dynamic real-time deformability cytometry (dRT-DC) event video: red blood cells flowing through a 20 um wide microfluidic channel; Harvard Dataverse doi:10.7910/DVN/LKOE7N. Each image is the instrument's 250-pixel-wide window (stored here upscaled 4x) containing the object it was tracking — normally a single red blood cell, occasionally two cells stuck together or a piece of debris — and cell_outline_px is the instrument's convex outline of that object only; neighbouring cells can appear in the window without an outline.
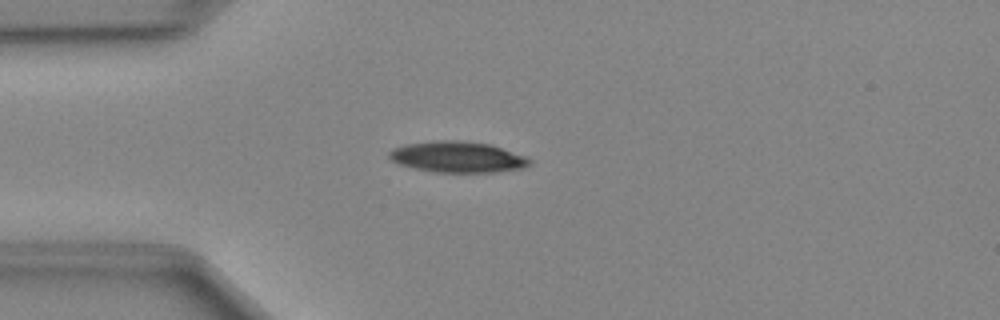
{"species": "Egyptian fruit bat (a non-hibernating species)", "species_latin": "Rousettus aegyptiacus", "temperature_condition": "cold", "stored_images_in_passage": 38, "camera_frame_rate_fps": 3000, "um_per_image_px": 0.085, "animal": {"sex": "female"}, "frame": {"image": 1, "passage_image": 2, "time_ms": 0.333, "image_size_px": [1000, 320], "cell_outline_px": [[532, 164], [524, 168], [496, 172], [432, 172], [412, 168], [400, 164], [392, 160], [388, 156], [388, 152], [392, 148], [408, 144], [432, 140], [460, 140], [492, 144], [528, 156], [532, 160]], "centroid_in_image_um": [38.94, 13.34], "position_along_channel_um": 46.1, "area_um2": 25.84}}
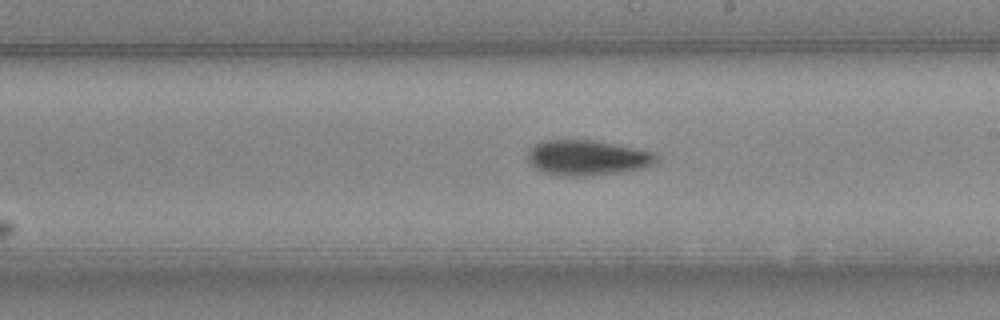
{"frame": {"image": 2, "passage_image": 17, "time_ms": 5.333, "image_size_px": [1000, 320], "cell_outline_px": [[656, 160], [652, 164], [644, 168], [624, 172], [592, 176], [556, 176], [544, 172], [528, 164], [528, 152], [536, 144], [544, 140], [592, 140], [652, 152], [656, 156]], "centroid_in_image_um": [49.87, 13.43], "position_along_channel_um": 239.1, "area_um2": 26.3}}
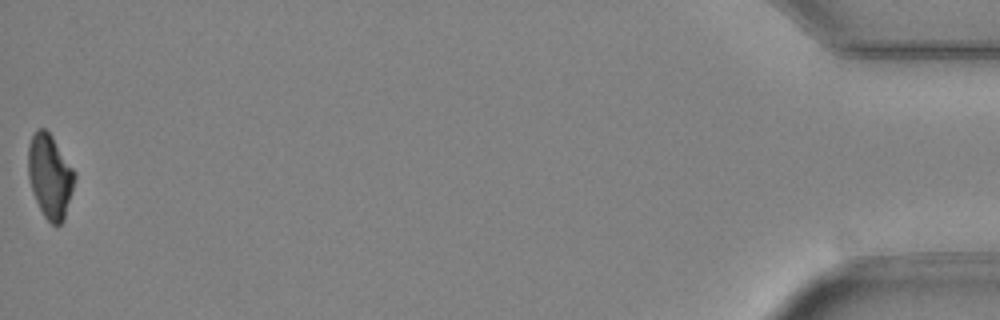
{"frame": {"image": 3, "passage_image": 38, "time_ms": 12.333, "image_size_px": [1000, 320], "cell_outline_px": [[76, 176], [64, 220], [60, 224], [52, 224], [44, 216], [36, 200], [28, 176], [28, 144], [36, 128], [44, 128], [52, 136], [76, 172]], "centroid_in_image_um": [4.25, 14.95], "position_along_channel_um": 431.0, "area_um2": 22.54}}